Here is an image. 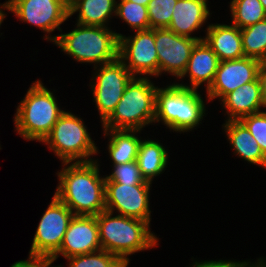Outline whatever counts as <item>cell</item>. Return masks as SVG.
<instances>
[{"mask_svg": "<svg viewBox=\"0 0 266 267\" xmlns=\"http://www.w3.org/2000/svg\"><path fill=\"white\" fill-rule=\"evenodd\" d=\"M204 41L216 53L220 61L245 57L241 30L235 25L210 24Z\"/></svg>", "mask_w": 266, "mask_h": 267, "instance_id": "ac0fdd59", "label": "cell"}, {"mask_svg": "<svg viewBox=\"0 0 266 267\" xmlns=\"http://www.w3.org/2000/svg\"><path fill=\"white\" fill-rule=\"evenodd\" d=\"M9 11L24 23L40 28L47 34L55 29L62 32L60 25L69 18L65 0H8Z\"/></svg>", "mask_w": 266, "mask_h": 267, "instance_id": "8fae6325", "label": "cell"}, {"mask_svg": "<svg viewBox=\"0 0 266 267\" xmlns=\"http://www.w3.org/2000/svg\"><path fill=\"white\" fill-rule=\"evenodd\" d=\"M43 142L62 163L91 162V155L98 154L82 118L68 111L59 117Z\"/></svg>", "mask_w": 266, "mask_h": 267, "instance_id": "52a82bcc", "label": "cell"}, {"mask_svg": "<svg viewBox=\"0 0 266 267\" xmlns=\"http://www.w3.org/2000/svg\"><path fill=\"white\" fill-rule=\"evenodd\" d=\"M98 159L91 162L63 163L57 172L58 186L54 195L74 215L96 216L106 210L105 177H100Z\"/></svg>", "mask_w": 266, "mask_h": 267, "instance_id": "6da1fadb", "label": "cell"}, {"mask_svg": "<svg viewBox=\"0 0 266 267\" xmlns=\"http://www.w3.org/2000/svg\"><path fill=\"white\" fill-rule=\"evenodd\" d=\"M134 34L119 37L118 58L134 77L159 76L155 29L140 30Z\"/></svg>", "mask_w": 266, "mask_h": 267, "instance_id": "30bf717a", "label": "cell"}, {"mask_svg": "<svg viewBox=\"0 0 266 267\" xmlns=\"http://www.w3.org/2000/svg\"><path fill=\"white\" fill-rule=\"evenodd\" d=\"M52 263L50 258L28 257V260L17 261L10 267H53Z\"/></svg>", "mask_w": 266, "mask_h": 267, "instance_id": "4dcf8cb0", "label": "cell"}, {"mask_svg": "<svg viewBox=\"0 0 266 267\" xmlns=\"http://www.w3.org/2000/svg\"><path fill=\"white\" fill-rule=\"evenodd\" d=\"M258 78L261 85V96L264 106L266 107V59L262 60L259 65Z\"/></svg>", "mask_w": 266, "mask_h": 267, "instance_id": "d6a6232c", "label": "cell"}, {"mask_svg": "<svg viewBox=\"0 0 266 267\" xmlns=\"http://www.w3.org/2000/svg\"><path fill=\"white\" fill-rule=\"evenodd\" d=\"M149 77H134L126 86L113 113L102 123L103 129L140 130L154 123L157 86Z\"/></svg>", "mask_w": 266, "mask_h": 267, "instance_id": "8992f818", "label": "cell"}, {"mask_svg": "<svg viewBox=\"0 0 266 267\" xmlns=\"http://www.w3.org/2000/svg\"><path fill=\"white\" fill-rule=\"evenodd\" d=\"M220 101L227 110V120H240L246 115L261 112V107L266 108L262 101L259 78L226 94Z\"/></svg>", "mask_w": 266, "mask_h": 267, "instance_id": "d6986e66", "label": "cell"}, {"mask_svg": "<svg viewBox=\"0 0 266 267\" xmlns=\"http://www.w3.org/2000/svg\"><path fill=\"white\" fill-rule=\"evenodd\" d=\"M73 212L55 195L37 226L29 257L52 258L60 249Z\"/></svg>", "mask_w": 266, "mask_h": 267, "instance_id": "ba28073f", "label": "cell"}, {"mask_svg": "<svg viewBox=\"0 0 266 267\" xmlns=\"http://www.w3.org/2000/svg\"><path fill=\"white\" fill-rule=\"evenodd\" d=\"M177 0H150L147 6L150 29L168 28Z\"/></svg>", "mask_w": 266, "mask_h": 267, "instance_id": "83f0119b", "label": "cell"}, {"mask_svg": "<svg viewBox=\"0 0 266 267\" xmlns=\"http://www.w3.org/2000/svg\"><path fill=\"white\" fill-rule=\"evenodd\" d=\"M262 6L264 7V10L266 12V0H260Z\"/></svg>", "mask_w": 266, "mask_h": 267, "instance_id": "8d00e7d4", "label": "cell"}, {"mask_svg": "<svg viewBox=\"0 0 266 267\" xmlns=\"http://www.w3.org/2000/svg\"><path fill=\"white\" fill-rule=\"evenodd\" d=\"M220 60L216 53L202 40L193 47L187 67L179 79L189 75L190 85L179 83L178 85L198 90L200 85L206 83V91L212 85Z\"/></svg>", "mask_w": 266, "mask_h": 267, "instance_id": "2e32d148", "label": "cell"}, {"mask_svg": "<svg viewBox=\"0 0 266 267\" xmlns=\"http://www.w3.org/2000/svg\"><path fill=\"white\" fill-rule=\"evenodd\" d=\"M241 30L245 57L266 59V18Z\"/></svg>", "mask_w": 266, "mask_h": 267, "instance_id": "cb8c5ba5", "label": "cell"}, {"mask_svg": "<svg viewBox=\"0 0 266 267\" xmlns=\"http://www.w3.org/2000/svg\"><path fill=\"white\" fill-rule=\"evenodd\" d=\"M113 166V171L110 175H106L105 182H117L121 184L131 185L152 184L148 181H145V179L142 177L139 166L136 161Z\"/></svg>", "mask_w": 266, "mask_h": 267, "instance_id": "f1b7e54d", "label": "cell"}, {"mask_svg": "<svg viewBox=\"0 0 266 267\" xmlns=\"http://www.w3.org/2000/svg\"><path fill=\"white\" fill-rule=\"evenodd\" d=\"M57 103L41 80L33 82L16 109L14 124L17 133L28 141L42 142L65 112Z\"/></svg>", "mask_w": 266, "mask_h": 267, "instance_id": "277c9868", "label": "cell"}, {"mask_svg": "<svg viewBox=\"0 0 266 267\" xmlns=\"http://www.w3.org/2000/svg\"><path fill=\"white\" fill-rule=\"evenodd\" d=\"M151 185L105 182V207L110 212L146 221L150 224L149 193Z\"/></svg>", "mask_w": 266, "mask_h": 267, "instance_id": "7c38bea8", "label": "cell"}, {"mask_svg": "<svg viewBox=\"0 0 266 267\" xmlns=\"http://www.w3.org/2000/svg\"><path fill=\"white\" fill-rule=\"evenodd\" d=\"M256 262L251 263L247 260L244 261L239 267H266V261L263 258L258 259Z\"/></svg>", "mask_w": 266, "mask_h": 267, "instance_id": "836d02e7", "label": "cell"}, {"mask_svg": "<svg viewBox=\"0 0 266 267\" xmlns=\"http://www.w3.org/2000/svg\"><path fill=\"white\" fill-rule=\"evenodd\" d=\"M117 2L116 0H72L68 4L69 18L79 12L78 24L107 27L111 16L116 14Z\"/></svg>", "mask_w": 266, "mask_h": 267, "instance_id": "44dd1931", "label": "cell"}, {"mask_svg": "<svg viewBox=\"0 0 266 267\" xmlns=\"http://www.w3.org/2000/svg\"><path fill=\"white\" fill-rule=\"evenodd\" d=\"M112 215L113 212L108 210L96 215L101 249L118 256L127 266L129 255L158 245L159 239L151 232L148 222Z\"/></svg>", "mask_w": 266, "mask_h": 267, "instance_id": "7a4b0ae2", "label": "cell"}, {"mask_svg": "<svg viewBox=\"0 0 266 267\" xmlns=\"http://www.w3.org/2000/svg\"><path fill=\"white\" fill-rule=\"evenodd\" d=\"M131 2H135L136 4H140L142 6H148L150 0H127Z\"/></svg>", "mask_w": 266, "mask_h": 267, "instance_id": "d590c367", "label": "cell"}, {"mask_svg": "<svg viewBox=\"0 0 266 267\" xmlns=\"http://www.w3.org/2000/svg\"><path fill=\"white\" fill-rule=\"evenodd\" d=\"M68 4L72 1V0H65Z\"/></svg>", "mask_w": 266, "mask_h": 267, "instance_id": "74e56055", "label": "cell"}, {"mask_svg": "<svg viewBox=\"0 0 266 267\" xmlns=\"http://www.w3.org/2000/svg\"><path fill=\"white\" fill-rule=\"evenodd\" d=\"M210 17L207 0H177L168 29L174 33L202 41L204 37H192Z\"/></svg>", "mask_w": 266, "mask_h": 267, "instance_id": "e0dca14e", "label": "cell"}, {"mask_svg": "<svg viewBox=\"0 0 266 267\" xmlns=\"http://www.w3.org/2000/svg\"><path fill=\"white\" fill-rule=\"evenodd\" d=\"M165 147L154 140H141L136 162L145 181L152 183L153 178L162 174L168 164Z\"/></svg>", "mask_w": 266, "mask_h": 267, "instance_id": "603a6c76", "label": "cell"}, {"mask_svg": "<svg viewBox=\"0 0 266 267\" xmlns=\"http://www.w3.org/2000/svg\"><path fill=\"white\" fill-rule=\"evenodd\" d=\"M140 130L104 129V137L109 136L108 152L113 165L136 161L141 138Z\"/></svg>", "mask_w": 266, "mask_h": 267, "instance_id": "7402d4cb", "label": "cell"}, {"mask_svg": "<svg viewBox=\"0 0 266 267\" xmlns=\"http://www.w3.org/2000/svg\"><path fill=\"white\" fill-rule=\"evenodd\" d=\"M101 250L99 226L96 216L74 215L63 237L59 251L51 258L54 262L60 255L65 259Z\"/></svg>", "mask_w": 266, "mask_h": 267, "instance_id": "9a60e30c", "label": "cell"}, {"mask_svg": "<svg viewBox=\"0 0 266 267\" xmlns=\"http://www.w3.org/2000/svg\"><path fill=\"white\" fill-rule=\"evenodd\" d=\"M197 42V39L180 36L168 28H156L155 47L159 61V75L167 72L180 78Z\"/></svg>", "mask_w": 266, "mask_h": 267, "instance_id": "4fadbf2b", "label": "cell"}, {"mask_svg": "<svg viewBox=\"0 0 266 267\" xmlns=\"http://www.w3.org/2000/svg\"><path fill=\"white\" fill-rule=\"evenodd\" d=\"M76 24L77 27L68 33L45 35L44 39L55 43L77 62L93 63L94 67L118 58L119 37L122 34L109 27Z\"/></svg>", "mask_w": 266, "mask_h": 267, "instance_id": "3957f363", "label": "cell"}, {"mask_svg": "<svg viewBox=\"0 0 266 267\" xmlns=\"http://www.w3.org/2000/svg\"><path fill=\"white\" fill-rule=\"evenodd\" d=\"M266 155V111L246 115L240 119Z\"/></svg>", "mask_w": 266, "mask_h": 267, "instance_id": "f546056e", "label": "cell"}, {"mask_svg": "<svg viewBox=\"0 0 266 267\" xmlns=\"http://www.w3.org/2000/svg\"><path fill=\"white\" fill-rule=\"evenodd\" d=\"M244 261H225V260H217V261H203V262H193L191 267H239Z\"/></svg>", "mask_w": 266, "mask_h": 267, "instance_id": "1f68e13d", "label": "cell"}, {"mask_svg": "<svg viewBox=\"0 0 266 267\" xmlns=\"http://www.w3.org/2000/svg\"><path fill=\"white\" fill-rule=\"evenodd\" d=\"M67 260L69 267H128L118 256L103 249L93 253L75 255Z\"/></svg>", "mask_w": 266, "mask_h": 267, "instance_id": "4316f807", "label": "cell"}, {"mask_svg": "<svg viewBox=\"0 0 266 267\" xmlns=\"http://www.w3.org/2000/svg\"><path fill=\"white\" fill-rule=\"evenodd\" d=\"M115 15L125 21L134 31L150 29L147 6L120 0L117 3Z\"/></svg>", "mask_w": 266, "mask_h": 267, "instance_id": "484cf974", "label": "cell"}, {"mask_svg": "<svg viewBox=\"0 0 266 267\" xmlns=\"http://www.w3.org/2000/svg\"><path fill=\"white\" fill-rule=\"evenodd\" d=\"M260 62L250 57L220 61L214 81L206 91L208 100H220L245 83L255 81L258 78Z\"/></svg>", "mask_w": 266, "mask_h": 267, "instance_id": "5bb4252c", "label": "cell"}, {"mask_svg": "<svg viewBox=\"0 0 266 267\" xmlns=\"http://www.w3.org/2000/svg\"><path fill=\"white\" fill-rule=\"evenodd\" d=\"M205 104L197 90L173 83L157 88L154 123L162 121L175 132H188L205 116Z\"/></svg>", "mask_w": 266, "mask_h": 267, "instance_id": "5b68a950", "label": "cell"}, {"mask_svg": "<svg viewBox=\"0 0 266 267\" xmlns=\"http://www.w3.org/2000/svg\"><path fill=\"white\" fill-rule=\"evenodd\" d=\"M6 9V10H9V3L8 1H6L4 4H1L0 5V26L3 22V20L5 19L6 17V14L3 12V10Z\"/></svg>", "mask_w": 266, "mask_h": 267, "instance_id": "e575fe53", "label": "cell"}, {"mask_svg": "<svg viewBox=\"0 0 266 267\" xmlns=\"http://www.w3.org/2000/svg\"><path fill=\"white\" fill-rule=\"evenodd\" d=\"M95 69V75L92 78L93 84H90V86L93 91V100L103 123L115 110L126 86L134 76L119 58L110 63L94 67Z\"/></svg>", "mask_w": 266, "mask_h": 267, "instance_id": "9c48e42d", "label": "cell"}, {"mask_svg": "<svg viewBox=\"0 0 266 267\" xmlns=\"http://www.w3.org/2000/svg\"><path fill=\"white\" fill-rule=\"evenodd\" d=\"M223 125L234 154L266 169V155L245 125L240 120H226Z\"/></svg>", "mask_w": 266, "mask_h": 267, "instance_id": "ffe728a7", "label": "cell"}, {"mask_svg": "<svg viewBox=\"0 0 266 267\" xmlns=\"http://www.w3.org/2000/svg\"><path fill=\"white\" fill-rule=\"evenodd\" d=\"M232 24L239 29L256 24L266 18L260 0H232L230 2Z\"/></svg>", "mask_w": 266, "mask_h": 267, "instance_id": "d4e9b609", "label": "cell"}]
</instances>
